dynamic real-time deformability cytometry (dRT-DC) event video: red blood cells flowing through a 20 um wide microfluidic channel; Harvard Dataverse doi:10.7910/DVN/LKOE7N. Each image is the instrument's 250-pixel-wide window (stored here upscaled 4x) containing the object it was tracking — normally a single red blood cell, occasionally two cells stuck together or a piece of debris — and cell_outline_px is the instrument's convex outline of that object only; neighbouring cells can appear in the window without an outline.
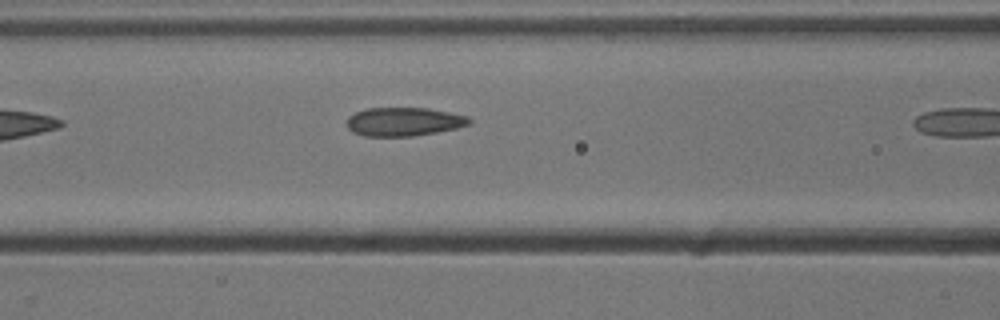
{"species": "common noctule bat (a hibernating species)", "species_latin": "Nyctalus noctula", "temperature_condition": "cold", "stored_images_in_passage": 7, "camera_frame_rate_fps": 3000, "um_per_image_px": 0.085, "animal": {"sex": "male", "body_mass_g": 13.3}, "frame": {"image": 1, "passage_image": 6, "time_ms": 1.667, "image_size_px": [1000, 320], "cell_outline_px": [[472, 120], [468, 124], [456, 128], [436, 132], [412, 136], [364, 136], [352, 132], [348, 128], [348, 116], [364, 108], [428, 108], [468, 116]], "centroid_in_image_um": [34.3, 10.34], "position_along_channel_um": 132.3, "area_um2": 20.35}}